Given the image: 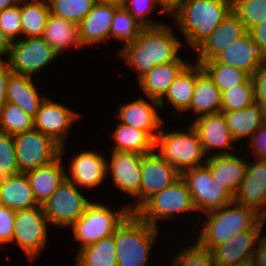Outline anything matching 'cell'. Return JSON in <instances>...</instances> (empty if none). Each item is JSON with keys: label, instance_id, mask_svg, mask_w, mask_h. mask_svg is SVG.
I'll return each mask as SVG.
<instances>
[{"label": "cell", "instance_id": "6da1fadb", "mask_svg": "<svg viewBox=\"0 0 266 266\" xmlns=\"http://www.w3.org/2000/svg\"><path fill=\"white\" fill-rule=\"evenodd\" d=\"M168 24L144 27L134 42L121 49L118 47L117 55L135 71L137 81L155 66L176 61L180 57V51L184 48L182 39L174 32L177 27Z\"/></svg>", "mask_w": 266, "mask_h": 266}, {"label": "cell", "instance_id": "7a4b0ae2", "mask_svg": "<svg viewBox=\"0 0 266 266\" xmlns=\"http://www.w3.org/2000/svg\"><path fill=\"white\" fill-rule=\"evenodd\" d=\"M198 217L201 219V226L196 222L197 225L193 226L196 228L195 235L192 231L191 236L198 235L195 240L210 251L216 245L228 242L238 233L251 228H260V222L265 218L256 209L240 205L235 201Z\"/></svg>", "mask_w": 266, "mask_h": 266}, {"label": "cell", "instance_id": "3957f363", "mask_svg": "<svg viewBox=\"0 0 266 266\" xmlns=\"http://www.w3.org/2000/svg\"><path fill=\"white\" fill-rule=\"evenodd\" d=\"M230 11L231 0H180L169 17L183 35V45L195 51Z\"/></svg>", "mask_w": 266, "mask_h": 266}, {"label": "cell", "instance_id": "277c9868", "mask_svg": "<svg viewBox=\"0 0 266 266\" xmlns=\"http://www.w3.org/2000/svg\"><path fill=\"white\" fill-rule=\"evenodd\" d=\"M160 229L131 212L114 232L117 266H147Z\"/></svg>", "mask_w": 266, "mask_h": 266}, {"label": "cell", "instance_id": "5b68a950", "mask_svg": "<svg viewBox=\"0 0 266 266\" xmlns=\"http://www.w3.org/2000/svg\"><path fill=\"white\" fill-rule=\"evenodd\" d=\"M163 124L155 140V151L179 173L184 170L205 165L207 156L202 143L190 123L186 129L166 131Z\"/></svg>", "mask_w": 266, "mask_h": 266}, {"label": "cell", "instance_id": "8992f818", "mask_svg": "<svg viewBox=\"0 0 266 266\" xmlns=\"http://www.w3.org/2000/svg\"><path fill=\"white\" fill-rule=\"evenodd\" d=\"M195 212L197 211L193 205L191 194L181 177L171 186L153 194L135 211L142 220L156 228H160V221L168 222L169 220L170 222L172 220L171 222H173L179 216L184 218L185 215L188 217L191 215L192 219L198 214Z\"/></svg>", "mask_w": 266, "mask_h": 266}, {"label": "cell", "instance_id": "52a82bcc", "mask_svg": "<svg viewBox=\"0 0 266 266\" xmlns=\"http://www.w3.org/2000/svg\"><path fill=\"white\" fill-rule=\"evenodd\" d=\"M125 205L113 210L111 206H106L105 202L92 200L84 214L68 228L73 231V240L79 242L78 250L112 236L131 213L128 205Z\"/></svg>", "mask_w": 266, "mask_h": 266}, {"label": "cell", "instance_id": "ba28073f", "mask_svg": "<svg viewBox=\"0 0 266 266\" xmlns=\"http://www.w3.org/2000/svg\"><path fill=\"white\" fill-rule=\"evenodd\" d=\"M60 55L43 37H27L12 41L6 63L15 75L36 77ZM45 68V69H44Z\"/></svg>", "mask_w": 266, "mask_h": 266}, {"label": "cell", "instance_id": "9c48e42d", "mask_svg": "<svg viewBox=\"0 0 266 266\" xmlns=\"http://www.w3.org/2000/svg\"><path fill=\"white\" fill-rule=\"evenodd\" d=\"M48 224L42 205L16 211L12 244L22 249L28 261L33 262L47 247Z\"/></svg>", "mask_w": 266, "mask_h": 266}, {"label": "cell", "instance_id": "30bf717a", "mask_svg": "<svg viewBox=\"0 0 266 266\" xmlns=\"http://www.w3.org/2000/svg\"><path fill=\"white\" fill-rule=\"evenodd\" d=\"M191 194L193 205L199 214L220 209L234 201V197L215 182L206 165L190 168L180 173Z\"/></svg>", "mask_w": 266, "mask_h": 266}, {"label": "cell", "instance_id": "8fae6325", "mask_svg": "<svg viewBox=\"0 0 266 266\" xmlns=\"http://www.w3.org/2000/svg\"><path fill=\"white\" fill-rule=\"evenodd\" d=\"M81 190L68 180H64L51 197L42 204L43 212L50 226L68 229L85 212L92 202Z\"/></svg>", "mask_w": 266, "mask_h": 266}, {"label": "cell", "instance_id": "7c38bea8", "mask_svg": "<svg viewBox=\"0 0 266 266\" xmlns=\"http://www.w3.org/2000/svg\"><path fill=\"white\" fill-rule=\"evenodd\" d=\"M19 173L45 166L60 156L61 146L36 129L13 136Z\"/></svg>", "mask_w": 266, "mask_h": 266}, {"label": "cell", "instance_id": "4fadbf2b", "mask_svg": "<svg viewBox=\"0 0 266 266\" xmlns=\"http://www.w3.org/2000/svg\"><path fill=\"white\" fill-rule=\"evenodd\" d=\"M109 155L107 176H112L111 180L117 190L133 197V202L126 204L131 212H135L140 207L141 166L144 155L126 151H111Z\"/></svg>", "mask_w": 266, "mask_h": 266}, {"label": "cell", "instance_id": "5bb4252c", "mask_svg": "<svg viewBox=\"0 0 266 266\" xmlns=\"http://www.w3.org/2000/svg\"><path fill=\"white\" fill-rule=\"evenodd\" d=\"M82 114L66 107L64 104L55 102L46 97L39 110L33 117L34 129L51 137L60 146L66 145L65 141L73 128V124L81 121Z\"/></svg>", "mask_w": 266, "mask_h": 266}, {"label": "cell", "instance_id": "9a60e30c", "mask_svg": "<svg viewBox=\"0 0 266 266\" xmlns=\"http://www.w3.org/2000/svg\"><path fill=\"white\" fill-rule=\"evenodd\" d=\"M190 121L187 124L190 123L196 131L207 157L238 151L237 141L232 136L222 112L204 115Z\"/></svg>", "mask_w": 266, "mask_h": 266}, {"label": "cell", "instance_id": "2e32d148", "mask_svg": "<svg viewBox=\"0 0 266 266\" xmlns=\"http://www.w3.org/2000/svg\"><path fill=\"white\" fill-rule=\"evenodd\" d=\"M107 158L100 151H79L68 160L70 164L65 167L68 169H65L66 180L82 190L103 185L107 177Z\"/></svg>", "mask_w": 266, "mask_h": 266}, {"label": "cell", "instance_id": "e0dca14e", "mask_svg": "<svg viewBox=\"0 0 266 266\" xmlns=\"http://www.w3.org/2000/svg\"><path fill=\"white\" fill-rule=\"evenodd\" d=\"M146 99L134 97L132 101L119 104L115 115L120 123L145 131L155 141L165 120L158 112L161 110L158 101Z\"/></svg>", "mask_w": 266, "mask_h": 266}, {"label": "cell", "instance_id": "ac0fdd59", "mask_svg": "<svg viewBox=\"0 0 266 266\" xmlns=\"http://www.w3.org/2000/svg\"><path fill=\"white\" fill-rule=\"evenodd\" d=\"M180 173L156 151L142 157L140 206L153 194L171 186Z\"/></svg>", "mask_w": 266, "mask_h": 266}, {"label": "cell", "instance_id": "d6986e66", "mask_svg": "<svg viewBox=\"0 0 266 266\" xmlns=\"http://www.w3.org/2000/svg\"><path fill=\"white\" fill-rule=\"evenodd\" d=\"M234 201L256 209L266 218V161L247 158L245 177Z\"/></svg>", "mask_w": 266, "mask_h": 266}, {"label": "cell", "instance_id": "ffe728a7", "mask_svg": "<svg viewBox=\"0 0 266 266\" xmlns=\"http://www.w3.org/2000/svg\"><path fill=\"white\" fill-rule=\"evenodd\" d=\"M259 228L238 233L228 242L216 245L212 250L214 262L219 266L252 264L258 243Z\"/></svg>", "mask_w": 266, "mask_h": 266}, {"label": "cell", "instance_id": "44dd1931", "mask_svg": "<svg viewBox=\"0 0 266 266\" xmlns=\"http://www.w3.org/2000/svg\"><path fill=\"white\" fill-rule=\"evenodd\" d=\"M248 31L239 18L230 11L213 33L194 51L195 63L212 60Z\"/></svg>", "mask_w": 266, "mask_h": 266}, {"label": "cell", "instance_id": "7402d4cb", "mask_svg": "<svg viewBox=\"0 0 266 266\" xmlns=\"http://www.w3.org/2000/svg\"><path fill=\"white\" fill-rule=\"evenodd\" d=\"M119 7L112 4L95 3L79 26V40L83 49L100 46L109 40L110 28L115 11ZM85 47V48H84Z\"/></svg>", "mask_w": 266, "mask_h": 266}, {"label": "cell", "instance_id": "603a6c76", "mask_svg": "<svg viewBox=\"0 0 266 266\" xmlns=\"http://www.w3.org/2000/svg\"><path fill=\"white\" fill-rule=\"evenodd\" d=\"M244 152L240 155L235 152L211 156L205 163L215 182L224 187L233 197L236 196L245 177L247 158L244 159Z\"/></svg>", "mask_w": 266, "mask_h": 266}, {"label": "cell", "instance_id": "cb8c5ba5", "mask_svg": "<svg viewBox=\"0 0 266 266\" xmlns=\"http://www.w3.org/2000/svg\"><path fill=\"white\" fill-rule=\"evenodd\" d=\"M66 145L61 146L60 156L53 162L24 173L32 188L34 198L38 205L47 201L54 191L66 179L65 159Z\"/></svg>", "mask_w": 266, "mask_h": 266}, {"label": "cell", "instance_id": "d4e9b609", "mask_svg": "<svg viewBox=\"0 0 266 266\" xmlns=\"http://www.w3.org/2000/svg\"><path fill=\"white\" fill-rule=\"evenodd\" d=\"M264 59L257 45L253 42L250 33L247 32L240 39L217 54L212 60L204 62H219L231 65L252 77Z\"/></svg>", "mask_w": 266, "mask_h": 266}, {"label": "cell", "instance_id": "484cf974", "mask_svg": "<svg viewBox=\"0 0 266 266\" xmlns=\"http://www.w3.org/2000/svg\"><path fill=\"white\" fill-rule=\"evenodd\" d=\"M190 62L185 61V58L179 57L176 61L155 66L136 82H138V86L146 98L159 102L179 73Z\"/></svg>", "mask_w": 266, "mask_h": 266}, {"label": "cell", "instance_id": "4316f807", "mask_svg": "<svg viewBox=\"0 0 266 266\" xmlns=\"http://www.w3.org/2000/svg\"><path fill=\"white\" fill-rule=\"evenodd\" d=\"M190 111L196 116L191 119L221 112V91L198 63H196V85L191 105L185 113Z\"/></svg>", "mask_w": 266, "mask_h": 266}, {"label": "cell", "instance_id": "83f0119b", "mask_svg": "<svg viewBox=\"0 0 266 266\" xmlns=\"http://www.w3.org/2000/svg\"><path fill=\"white\" fill-rule=\"evenodd\" d=\"M196 85V63L190 62L169 86L164 97L158 102L160 109L173 106V115L184 114L190 108Z\"/></svg>", "mask_w": 266, "mask_h": 266}, {"label": "cell", "instance_id": "f1b7e54d", "mask_svg": "<svg viewBox=\"0 0 266 266\" xmlns=\"http://www.w3.org/2000/svg\"><path fill=\"white\" fill-rule=\"evenodd\" d=\"M0 205L18 211L38 206L24 173L0 178Z\"/></svg>", "mask_w": 266, "mask_h": 266}, {"label": "cell", "instance_id": "f546056e", "mask_svg": "<svg viewBox=\"0 0 266 266\" xmlns=\"http://www.w3.org/2000/svg\"><path fill=\"white\" fill-rule=\"evenodd\" d=\"M32 77L12 74L7 84V102L18 105L25 113L35 116L46 96L38 91Z\"/></svg>", "mask_w": 266, "mask_h": 266}, {"label": "cell", "instance_id": "4dcf8cb0", "mask_svg": "<svg viewBox=\"0 0 266 266\" xmlns=\"http://www.w3.org/2000/svg\"><path fill=\"white\" fill-rule=\"evenodd\" d=\"M42 37L59 55L75 47L83 50L79 40V26L51 13Z\"/></svg>", "mask_w": 266, "mask_h": 266}, {"label": "cell", "instance_id": "1f68e13d", "mask_svg": "<svg viewBox=\"0 0 266 266\" xmlns=\"http://www.w3.org/2000/svg\"><path fill=\"white\" fill-rule=\"evenodd\" d=\"M221 112L237 144L248 141L266 119V112L257 103L242 110Z\"/></svg>", "mask_w": 266, "mask_h": 266}, {"label": "cell", "instance_id": "d6a6232c", "mask_svg": "<svg viewBox=\"0 0 266 266\" xmlns=\"http://www.w3.org/2000/svg\"><path fill=\"white\" fill-rule=\"evenodd\" d=\"M111 133L113 146L110 151H126L147 155L155 151V141L140 129L116 122Z\"/></svg>", "mask_w": 266, "mask_h": 266}, {"label": "cell", "instance_id": "836d02e7", "mask_svg": "<svg viewBox=\"0 0 266 266\" xmlns=\"http://www.w3.org/2000/svg\"><path fill=\"white\" fill-rule=\"evenodd\" d=\"M49 15L47 0H20L21 38L42 37Z\"/></svg>", "mask_w": 266, "mask_h": 266}, {"label": "cell", "instance_id": "e575fe53", "mask_svg": "<svg viewBox=\"0 0 266 266\" xmlns=\"http://www.w3.org/2000/svg\"><path fill=\"white\" fill-rule=\"evenodd\" d=\"M114 234L77 250L74 266H117Z\"/></svg>", "mask_w": 266, "mask_h": 266}, {"label": "cell", "instance_id": "d590c367", "mask_svg": "<svg viewBox=\"0 0 266 266\" xmlns=\"http://www.w3.org/2000/svg\"><path fill=\"white\" fill-rule=\"evenodd\" d=\"M144 26L139 23L124 7H119L112 19V25L109 33V40L112 37L125 45L134 42Z\"/></svg>", "mask_w": 266, "mask_h": 266}, {"label": "cell", "instance_id": "8d00e7d4", "mask_svg": "<svg viewBox=\"0 0 266 266\" xmlns=\"http://www.w3.org/2000/svg\"><path fill=\"white\" fill-rule=\"evenodd\" d=\"M201 66L221 92L243 84L250 77L240 69L219 62H202Z\"/></svg>", "mask_w": 266, "mask_h": 266}, {"label": "cell", "instance_id": "74e56055", "mask_svg": "<svg viewBox=\"0 0 266 266\" xmlns=\"http://www.w3.org/2000/svg\"><path fill=\"white\" fill-rule=\"evenodd\" d=\"M190 239L193 243L187 240L188 243L180 246L178 251L172 250L171 266H216L212 252L202 247L194 237Z\"/></svg>", "mask_w": 266, "mask_h": 266}, {"label": "cell", "instance_id": "f35d334b", "mask_svg": "<svg viewBox=\"0 0 266 266\" xmlns=\"http://www.w3.org/2000/svg\"><path fill=\"white\" fill-rule=\"evenodd\" d=\"M34 129L33 116L25 113L18 105L7 102L0 110V132L12 136Z\"/></svg>", "mask_w": 266, "mask_h": 266}, {"label": "cell", "instance_id": "ab89813d", "mask_svg": "<svg viewBox=\"0 0 266 266\" xmlns=\"http://www.w3.org/2000/svg\"><path fill=\"white\" fill-rule=\"evenodd\" d=\"M255 103L254 84L249 77L243 84L221 92V111H237Z\"/></svg>", "mask_w": 266, "mask_h": 266}, {"label": "cell", "instance_id": "60d3db41", "mask_svg": "<svg viewBox=\"0 0 266 266\" xmlns=\"http://www.w3.org/2000/svg\"><path fill=\"white\" fill-rule=\"evenodd\" d=\"M50 13L73 22L80 24L82 19L89 13L95 5V0H47Z\"/></svg>", "mask_w": 266, "mask_h": 266}, {"label": "cell", "instance_id": "b9f144b4", "mask_svg": "<svg viewBox=\"0 0 266 266\" xmlns=\"http://www.w3.org/2000/svg\"><path fill=\"white\" fill-rule=\"evenodd\" d=\"M123 7L144 27H154L164 22L153 19L152 13L169 17V12L157 0H125ZM159 11V12H158Z\"/></svg>", "mask_w": 266, "mask_h": 266}, {"label": "cell", "instance_id": "7bdbcfd3", "mask_svg": "<svg viewBox=\"0 0 266 266\" xmlns=\"http://www.w3.org/2000/svg\"><path fill=\"white\" fill-rule=\"evenodd\" d=\"M231 11L249 31L262 20H266V0H232Z\"/></svg>", "mask_w": 266, "mask_h": 266}, {"label": "cell", "instance_id": "ee69618b", "mask_svg": "<svg viewBox=\"0 0 266 266\" xmlns=\"http://www.w3.org/2000/svg\"><path fill=\"white\" fill-rule=\"evenodd\" d=\"M13 136L0 132V178L18 175Z\"/></svg>", "mask_w": 266, "mask_h": 266}, {"label": "cell", "instance_id": "f6af8a7d", "mask_svg": "<svg viewBox=\"0 0 266 266\" xmlns=\"http://www.w3.org/2000/svg\"><path fill=\"white\" fill-rule=\"evenodd\" d=\"M0 28L12 41L21 39L20 2L0 11Z\"/></svg>", "mask_w": 266, "mask_h": 266}, {"label": "cell", "instance_id": "bcb514c9", "mask_svg": "<svg viewBox=\"0 0 266 266\" xmlns=\"http://www.w3.org/2000/svg\"><path fill=\"white\" fill-rule=\"evenodd\" d=\"M247 144L245 151L248 153H245L247 158H252L254 160H262L266 161V119L263 121L262 125L254 132L250 140H248V143L245 142V145ZM249 148V150H248ZM251 156V157H250Z\"/></svg>", "mask_w": 266, "mask_h": 266}, {"label": "cell", "instance_id": "7dc6e473", "mask_svg": "<svg viewBox=\"0 0 266 266\" xmlns=\"http://www.w3.org/2000/svg\"><path fill=\"white\" fill-rule=\"evenodd\" d=\"M16 211L0 205V247L12 243L14 236V219Z\"/></svg>", "mask_w": 266, "mask_h": 266}, {"label": "cell", "instance_id": "c3c4849f", "mask_svg": "<svg viewBox=\"0 0 266 266\" xmlns=\"http://www.w3.org/2000/svg\"><path fill=\"white\" fill-rule=\"evenodd\" d=\"M255 93V103L266 112V59L252 76Z\"/></svg>", "mask_w": 266, "mask_h": 266}, {"label": "cell", "instance_id": "681fc988", "mask_svg": "<svg viewBox=\"0 0 266 266\" xmlns=\"http://www.w3.org/2000/svg\"><path fill=\"white\" fill-rule=\"evenodd\" d=\"M261 55L266 59V20L258 23L248 31Z\"/></svg>", "mask_w": 266, "mask_h": 266}, {"label": "cell", "instance_id": "f907efd6", "mask_svg": "<svg viewBox=\"0 0 266 266\" xmlns=\"http://www.w3.org/2000/svg\"><path fill=\"white\" fill-rule=\"evenodd\" d=\"M12 74L6 61H0V110L7 103V84Z\"/></svg>", "mask_w": 266, "mask_h": 266}, {"label": "cell", "instance_id": "816d5d0a", "mask_svg": "<svg viewBox=\"0 0 266 266\" xmlns=\"http://www.w3.org/2000/svg\"><path fill=\"white\" fill-rule=\"evenodd\" d=\"M11 45H12V40L0 28V61L7 60L11 49Z\"/></svg>", "mask_w": 266, "mask_h": 266}, {"label": "cell", "instance_id": "f5cc1de1", "mask_svg": "<svg viewBox=\"0 0 266 266\" xmlns=\"http://www.w3.org/2000/svg\"><path fill=\"white\" fill-rule=\"evenodd\" d=\"M266 218H264L260 222V228H259V233H258V243H257V248L256 250H264V256H266V232H263V228L265 227V221ZM264 226V227H263ZM262 234V235H261Z\"/></svg>", "mask_w": 266, "mask_h": 266}, {"label": "cell", "instance_id": "db71d44e", "mask_svg": "<svg viewBox=\"0 0 266 266\" xmlns=\"http://www.w3.org/2000/svg\"><path fill=\"white\" fill-rule=\"evenodd\" d=\"M252 266H266V256H264V250H256Z\"/></svg>", "mask_w": 266, "mask_h": 266}, {"label": "cell", "instance_id": "11a10c76", "mask_svg": "<svg viewBox=\"0 0 266 266\" xmlns=\"http://www.w3.org/2000/svg\"><path fill=\"white\" fill-rule=\"evenodd\" d=\"M20 0H0V11L18 5Z\"/></svg>", "mask_w": 266, "mask_h": 266}, {"label": "cell", "instance_id": "9f6ffc18", "mask_svg": "<svg viewBox=\"0 0 266 266\" xmlns=\"http://www.w3.org/2000/svg\"><path fill=\"white\" fill-rule=\"evenodd\" d=\"M96 3L112 4L118 7H123L125 0H95Z\"/></svg>", "mask_w": 266, "mask_h": 266}, {"label": "cell", "instance_id": "6f0895ef", "mask_svg": "<svg viewBox=\"0 0 266 266\" xmlns=\"http://www.w3.org/2000/svg\"><path fill=\"white\" fill-rule=\"evenodd\" d=\"M180 0H166V10L171 12L174 9L175 4Z\"/></svg>", "mask_w": 266, "mask_h": 266}, {"label": "cell", "instance_id": "680465c9", "mask_svg": "<svg viewBox=\"0 0 266 266\" xmlns=\"http://www.w3.org/2000/svg\"><path fill=\"white\" fill-rule=\"evenodd\" d=\"M166 9V0H157Z\"/></svg>", "mask_w": 266, "mask_h": 266}, {"label": "cell", "instance_id": "91938a15", "mask_svg": "<svg viewBox=\"0 0 266 266\" xmlns=\"http://www.w3.org/2000/svg\"><path fill=\"white\" fill-rule=\"evenodd\" d=\"M216 266H219V265H216ZM232 266H234V265H232ZM235 266H252V264L235 265Z\"/></svg>", "mask_w": 266, "mask_h": 266}]
</instances>
